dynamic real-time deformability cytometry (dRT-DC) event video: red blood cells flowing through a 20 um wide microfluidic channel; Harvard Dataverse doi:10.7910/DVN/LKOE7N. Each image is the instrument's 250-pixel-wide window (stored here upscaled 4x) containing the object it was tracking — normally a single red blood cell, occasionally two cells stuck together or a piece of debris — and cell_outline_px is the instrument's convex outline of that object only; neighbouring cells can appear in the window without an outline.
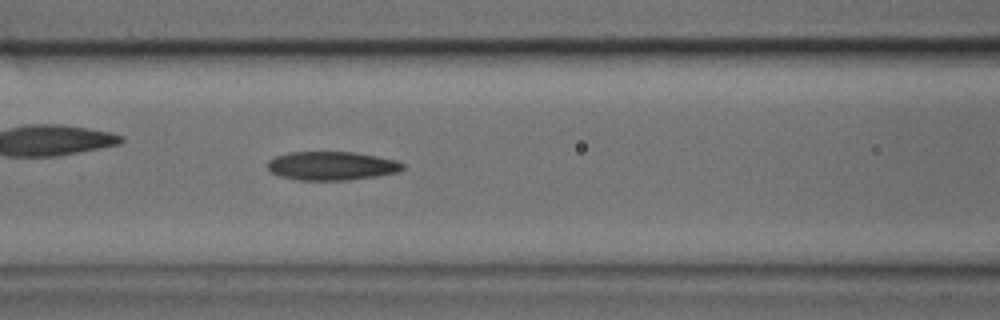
{"species": "common noctule bat (a hibernating species)", "species_latin": "Nyctalus noctula", "temperature_condition": "cold", "stored_images_in_passage": 32, "camera_frame_rate_fps": 3000, "um_per_image_px": 0.085, "animal": {"sex": "male", "body_mass_g": 17.9, "forearm_length_mm": 54.2}, "frame": {"image": 1, "passage_image": 10, "time_ms": 3.0, "image_size_px": [1000, 320], "cell_outline_px": [[404, 168], [396, 172], [376, 176], [348, 180], [296, 180], [280, 176], [272, 172], [268, 168], [268, 160], [276, 156], [288, 152], [352, 152], [376, 156], [396, 160], [404, 164]], "centroid_in_image_um": [28.17, 14.09], "position_along_channel_um": 138.4, "area_um2": 22.48}}